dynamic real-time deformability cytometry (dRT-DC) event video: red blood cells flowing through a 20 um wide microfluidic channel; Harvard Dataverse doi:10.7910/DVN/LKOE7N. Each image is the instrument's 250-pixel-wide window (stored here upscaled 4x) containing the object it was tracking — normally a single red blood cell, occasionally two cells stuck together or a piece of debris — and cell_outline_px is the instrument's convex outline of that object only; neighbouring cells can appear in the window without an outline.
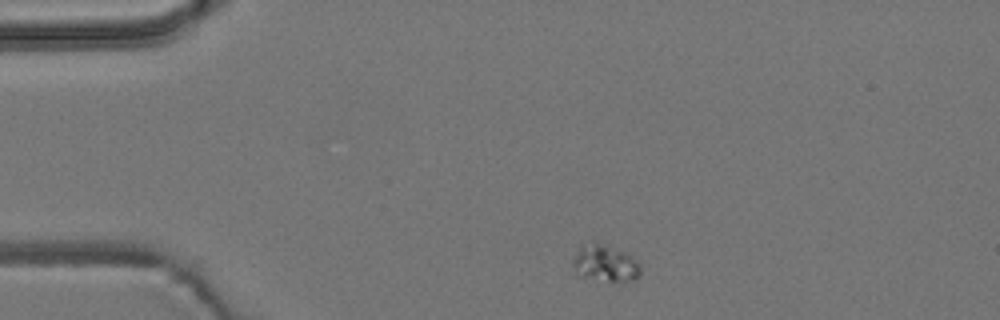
{"species": "common noctule bat (a hibernating species)", "species_latin": "Nyctalus noctula", "temperature_condition": "room temperature", "stored_images_in_passage": 8, "camera_frame_rate_fps": 3000, "um_per_image_px": 0.085, "animal": {"sex": "male", "body_mass_g": 19.2, "forearm_length_mm": 51.8}, "frame": {"image": 1, "passage_image": 1, "time_ms": 0.0, "image_size_px": [1000, 320], "cell_outline_px": [[640, 276], [632, 280], [608, 284], [580, 276], [572, 268], [572, 260], [580, 244], [588, 240], [596, 240], [624, 252], [632, 256], [640, 264]], "centroid_in_image_um": [51.39, 22.38], "position_along_channel_um": 33.6, "area_um2": 15.43}}
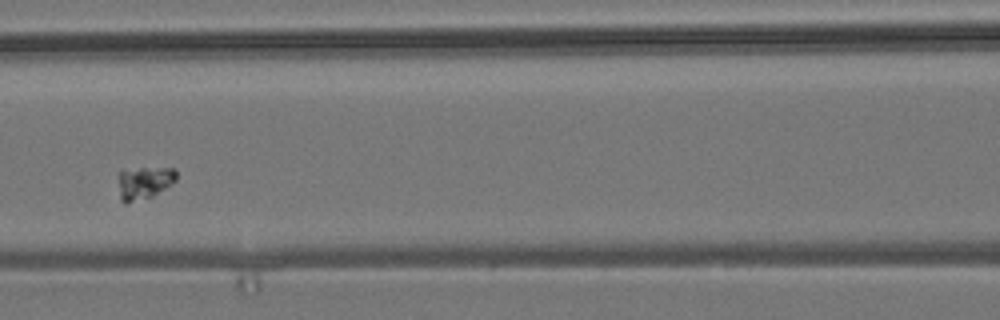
{"frame": {"image": 2, "passage_image": 5, "time_ms": 4.667, "image_size_px": [1000, 320], "cell_outline_px": [[176, 180], [172, 184], [152, 196], [128, 204], [124, 204], [120, 200], [120, 172], [140, 168], [176, 168]], "centroid_in_image_um": [12.29, 15.56], "position_along_channel_um": 154.3, "area_um2": 10.87}}
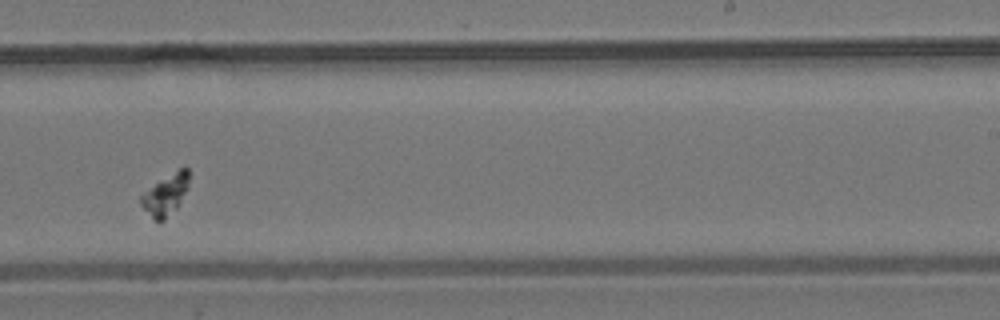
{"frame": {"image": 3, "passage_image": 8, "time_ms": 8.0, "image_size_px": [1000, 320], "cell_outline_px": [[188, 188], [180, 204], [160, 224], [152, 220], [140, 204], [140, 196], [144, 192], [180, 168], [188, 168]], "centroid_in_image_um": [14.06, 16.63], "position_along_channel_um": 274.9, "area_um2": 11.33}}